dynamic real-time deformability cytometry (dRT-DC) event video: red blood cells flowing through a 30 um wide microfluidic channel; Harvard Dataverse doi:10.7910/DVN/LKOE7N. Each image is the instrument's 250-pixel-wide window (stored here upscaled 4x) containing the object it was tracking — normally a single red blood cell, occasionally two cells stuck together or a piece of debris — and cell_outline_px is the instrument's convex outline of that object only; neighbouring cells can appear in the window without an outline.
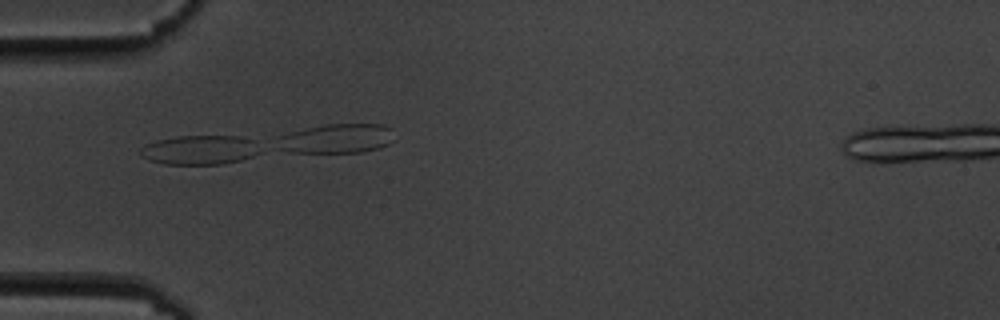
{"species": "common noctule bat (a hibernating species)", "species_latin": "Nyctalus noctula", "temperature_condition": "cold", "stored_images_in_passage": 4, "camera_frame_rate_fps": 3000, "um_per_image_px": 0.085, "animal": {"sex": "male", "body_mass_g": 19.5, "forearm_length_mm": 54.6}, "frame": {"image": 1, "passage_image": 3, "time_ms": 2.333, "image_size_px": [1000, 320], "cell_outline_px": [[264, 152], [240, 160], [224, 164], [164, 164], [148, 160], [140, 156], [140, 148], [144, 144], [156, 140], [176, 136], [240, 136], [252, 140]], "centroid_in_image_um": [16.97, 12.74], "position_along_channel_um": 68.0, "area_um2": 20.75}}